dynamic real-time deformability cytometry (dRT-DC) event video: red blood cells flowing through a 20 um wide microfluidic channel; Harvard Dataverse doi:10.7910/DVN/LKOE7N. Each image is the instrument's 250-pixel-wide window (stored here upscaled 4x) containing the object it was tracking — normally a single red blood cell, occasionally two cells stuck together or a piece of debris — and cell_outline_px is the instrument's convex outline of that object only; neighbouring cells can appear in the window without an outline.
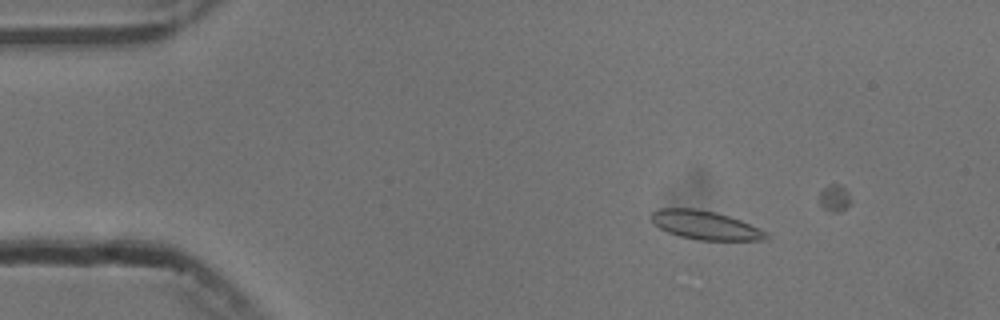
{"species": "common noctule bat (a hibernating species)", "species_latin": "Nyctalus noctula", "temperature_condition": "cold", "stored_images_in_passage": 15, "camera_frame_rate_fps": 3000, "um_per_image_px": 0.085, "animal": {"sex": "male", "body_mass_g": 13.3}, "frame": {"image": 1, "passage_image": 9, "time_ms": 2.667, "image_size_px": [1000, 320], "cell_outline_px": [[772, 236], [764, 240], [696, 240], [680, 236], [668, 232], [652, 224], [648, 216], [652, 212], [660, 208], [696, 208], [716, 212], [740, 220], [768, 232]], "centroid_in_image_um": [59.92, 19.14], "position_along_channel_um": 25.1, "area_um2": 19.48}}